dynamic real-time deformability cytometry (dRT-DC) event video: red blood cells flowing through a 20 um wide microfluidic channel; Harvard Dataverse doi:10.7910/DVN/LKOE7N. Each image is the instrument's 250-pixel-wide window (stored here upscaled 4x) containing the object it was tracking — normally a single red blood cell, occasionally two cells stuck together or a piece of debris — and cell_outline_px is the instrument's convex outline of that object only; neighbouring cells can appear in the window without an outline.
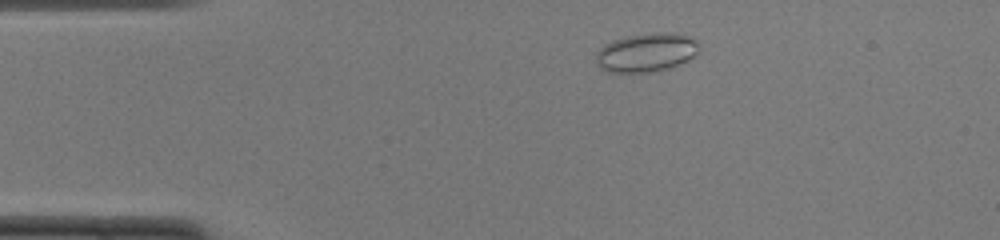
{"species": "common noctule bat (a hibernating species)", "species_latin": "Nyctalus noctula", "temperature_condition": "cold", "stored_images_in_passage": 47, "segment_of_instrument_passage": [1, 2], "camera_frame_rate_fps": 3000, "um_per_image_px": 0.085, "animal": {"sex": "female", "body_mass_g": 22.0, "forearm_length_mm": 56.7}, "frame": {"image": 1, "passage_image": 6, "time_ms": 1.667, "image_size_px": [1000, 240], "cell_outline_px": [[700, 52], [688, 60], [680, 64], [668, 68], [648, 72], [608, 72], [600, 68], [596, 64], [596, 52], [604, 44], [612, 40], [624, 36], [656, 32], [672, 32], [688, 36], [696, 40], [700, 44]], "centroid_in_image_um": [54.95, 4.45], "position_along_channel_um": 30.1, "area_um2": 23.64}}
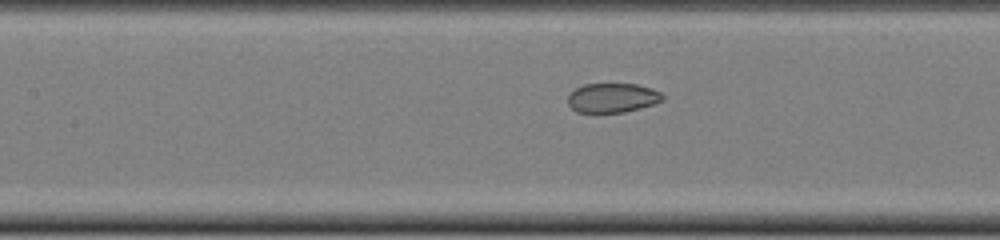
{"frame": {"image": 2, "passage_image": 19, "time_ms": 6.0, "image_size_px": [1000, 240], "cell_outline_px": [[664, 100], [640, 108], [624, 112], [596, 116], [576, 112], [568, 104], [568, 96], [576, 88], [584, 84], [636, 84], [652, 88], [660, 92], [664, 96]], "centroid_in_image_um": [52.02, 8.36], "position_along_channel_um": 155.4, "area_um2": 16.82}}
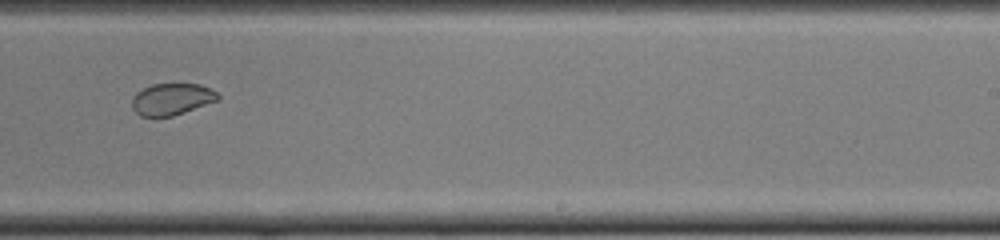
{"frame": {"image": 3, "passage_image": 28, "time_ms": 9.0, "image_size_px": [1000, 240], "cell_outline_px": [[220, 100], [172, 116], [140, 116], [132, 108], [132, 96], [136, 92], [152, 84], [200, 84], [216, 92], [220, 96]], "centroid_in_image_um": [14.59, 8.42], "position_along_channel_um": 274.4, "area_um2": 15.84}}